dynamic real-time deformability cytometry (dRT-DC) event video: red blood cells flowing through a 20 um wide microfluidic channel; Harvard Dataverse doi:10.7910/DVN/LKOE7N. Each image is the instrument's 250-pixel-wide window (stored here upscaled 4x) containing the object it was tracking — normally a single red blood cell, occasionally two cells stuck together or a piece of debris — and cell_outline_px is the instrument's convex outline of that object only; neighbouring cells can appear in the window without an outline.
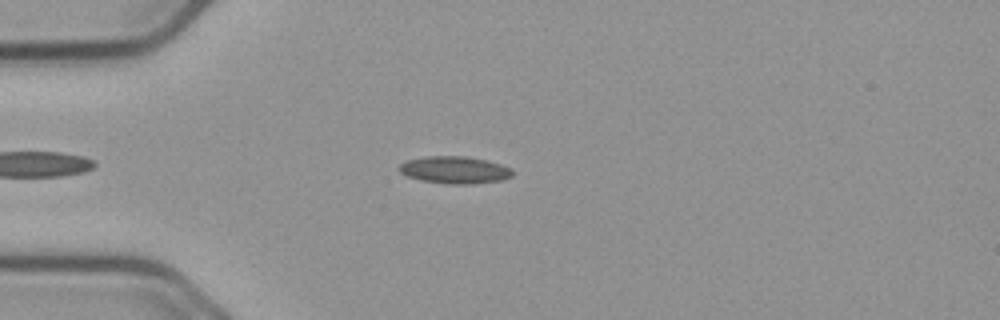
{"species": "common noctule bat (a hibernating species)", "species_latin": "Nyctalus noctula", "temperature_condition": "cold", "stored_images_in_passage": 42, "camera_frame_rate_fps": 3000, "um_per_image_px": 0.085, "animal": {"sex": "male", "body_mass_g": 23.1, "forearm_length_mm": 52.7}, "frame": {"image": 1, "passage_image": 1, "time_ms": 0.0, "image_size_px": [1000, 320], "cell_outline_px": [[512, 176], [504, 180], [472, 184], [448, 184], [420, 180], [408, 176], [400, 172], [396, 168], [400, 164], [408, 160], [424, 156], [464, 156], [488, 160], [512, 168]], "centroid_in_image_um": [38.65, 14.44], "position_along_channel_um": 46.3, "area_um2": 18.15}}
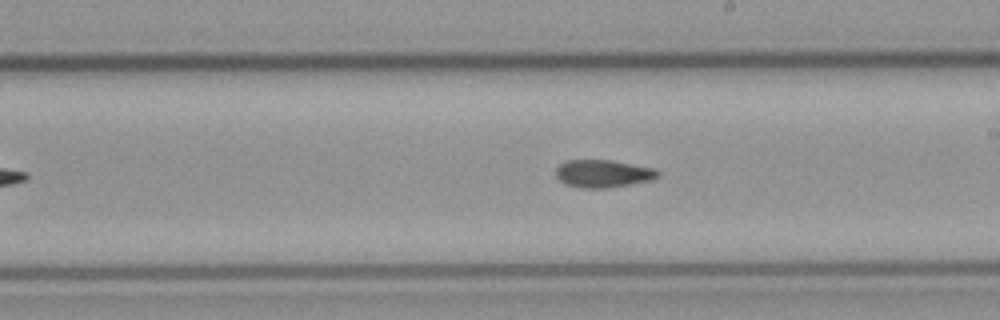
{"frame": {"image": 2, "passage_image": 18, "time_ms": 5.667, "image_size_px": [1000, 320], "cell_outline_px": [[660, 176], [652, 180], [608, 188], [580, 188], [564, 184], [556, 176], [556, 168], [560, 164], [568, 160], [608, 160], [652, 168], [660, 172]], "centroid_in_image_um": [51.24, 14.77], "position_along_channel_um": 237.8, "area_um2": 16.36}}
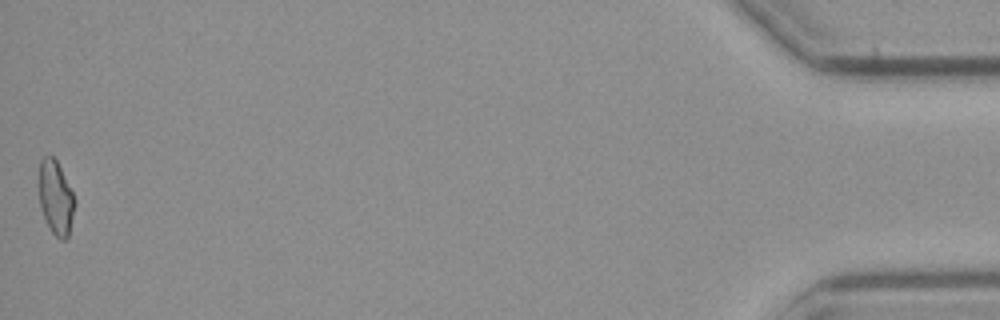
{"frame": {"image": 3, "passage_image": 42, "time_ms": 13.667, "image_size_px": [1000, 320], "cell_outline_px": [[76, 204], [68, 236], [64, 240], [60, 240], [52, 232], [44, 216], [40, 204], [40, 160], [44, 156], [52, 156], [56, 160], [72, 192]], "centroid_in_image_um": [4.76, 16.82], "position_along_channel_um": 430.4, "area_um2": 14.97}, "authors_computed_cell_mechanics": {"area_um2": 16.2707, "velocity_mm_per_s": 3.6789, "shape_relaxation_time_tau1_ms": null, "shape_relaxation_time_tau2_ms": 7.3062, "deformation_change_tau1": null, "deformation_change_tau2": 0.1383}}